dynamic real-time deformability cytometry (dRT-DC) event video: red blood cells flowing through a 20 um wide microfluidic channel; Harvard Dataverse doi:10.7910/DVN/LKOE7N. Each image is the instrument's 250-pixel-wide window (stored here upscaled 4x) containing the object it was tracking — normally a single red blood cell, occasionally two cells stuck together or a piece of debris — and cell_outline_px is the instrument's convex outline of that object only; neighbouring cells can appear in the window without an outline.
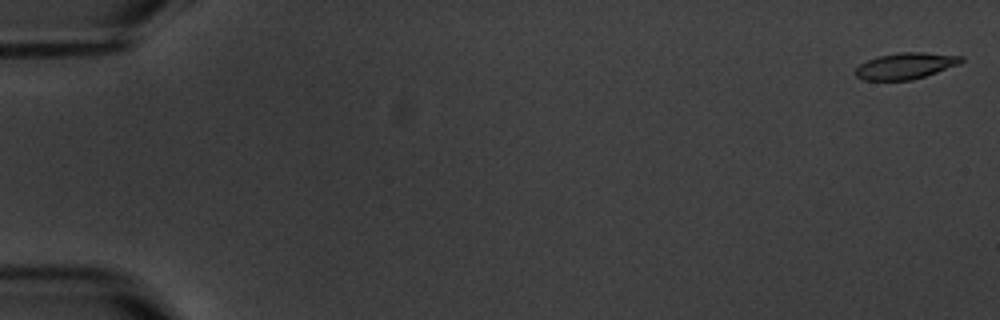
{"species": "common noctule bat (a hibernating species)", "species_latin": "Nyctalus noctula", "temperature_condition": "warm", "stored_images_in_passage": 5, "camera_frame_rate_fps": 3000, "um_per_image_px": 0.085, "animal": {"sex": "male", "body_mass_g": 20.1, "forearm_length_mm": 53.5}, "frame": {"image": 1, "passage_image": 1, "time_ms": 0.0, "image_size_px": [1000, 320], "cell_outline_px": [[964, 60], [960, 64], [912, 80], [864, 80], [856, 76], [856, 68], [860, 64], [876, 56], [900, 52], [924, 52], [964, 56]], "centroid_in_image_um": [76.99, 5.59], "position_along_channel_um": 8.0, "area_um2": 16.18}}
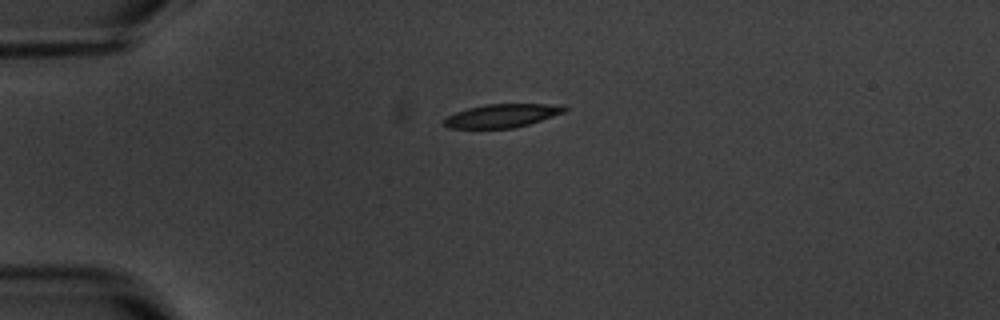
{"frame": {"image": 2, "passage_image": 5, "time_ms": 4.667, "image_size_px": [1000, 320], "cell_outline_px": [[568, 108], [564, 112], [528, 124], [512, 128], [448, 128], [444, 124], [444, 120], [448, 116], [456, 112], [468, 108], [484, 104], [544, 104]], "centroid_in_image_um": [42.6, 9.84], "position_along_channel_um": 42.4, "area_um2": 16.01}}